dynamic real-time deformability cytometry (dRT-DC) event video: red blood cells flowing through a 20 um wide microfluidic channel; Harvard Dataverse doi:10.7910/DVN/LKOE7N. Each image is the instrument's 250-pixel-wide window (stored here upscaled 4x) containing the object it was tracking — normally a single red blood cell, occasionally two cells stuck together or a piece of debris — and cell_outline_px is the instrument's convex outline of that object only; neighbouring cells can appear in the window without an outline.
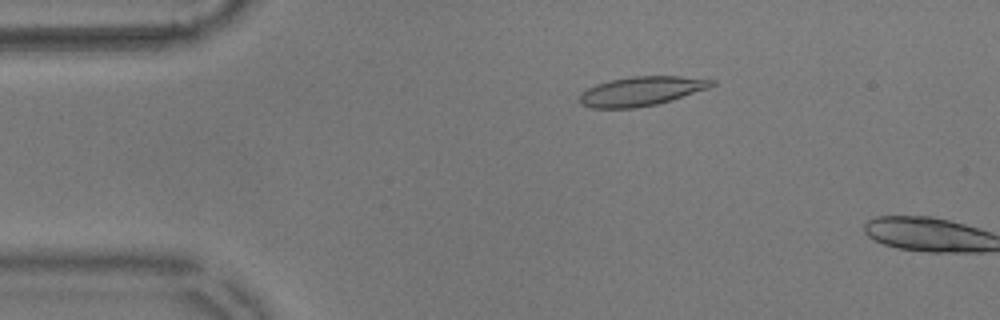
{"species": "common noctule bat (a hibernating species)", "species_latin": "Nyctalus noctula", "temperature_condition": "warm", "stored_images_in_passage": 12, "camera_frame_rate_fps": 3000, "um_per_image_px": 0.085, "animal": {"sex": "male", "body_mass_g": 17.9}, "frame": {"image": 1, "passage_image": 10, "time_ms": 3.0, "image_size_px": [1000, 320], "cell_outline_px": [[716, 84], [708, 88], [672, 100], [656, 104], [636, 108], [592, 108], [580, 104], [580, 92], [596, 84], [612, 80], [632, 76], [680, 76], [716, 80]], "centroid_in_image_um": [54.51, 7.75], "position_along_channel_um": 30.5, "area_um2": 22.48}}